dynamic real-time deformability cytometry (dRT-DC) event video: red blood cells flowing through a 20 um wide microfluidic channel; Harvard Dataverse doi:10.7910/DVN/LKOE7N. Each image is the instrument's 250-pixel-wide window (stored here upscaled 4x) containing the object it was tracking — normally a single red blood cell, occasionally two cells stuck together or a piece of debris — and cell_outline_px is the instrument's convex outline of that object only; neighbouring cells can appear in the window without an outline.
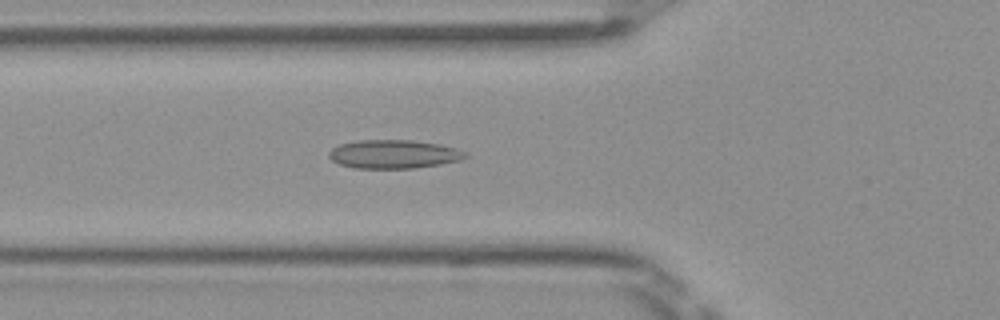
{"species": "Egyptian fruit bat (a non-hibernating species)", "species_latin": "Rousettus aegyptiacus", "temperature_condition": "room temperature", "stored_images_in_passage": 47, "camera_frame_rate_fps": 3000, "um_per_image_px": 0.085, "frame": {"image": 1, "passage_image": 15, "time_ms": 4.667, "image_size_px": [1000, 320], "cell_outline_px": [[468, 156], [460, 160], [440, 164], [416, 168], [356, 168], [340, 164], [332, 160], [328, 156], [328, 152], [332, 148], [340, 144], [360, 140], [412, 140], [440, 144], [456, 148], [468, 152]], "centroid_in_image_um": [33.49, 13.1], "position_along_channel_um": 92.3, "area_um2": 22.77}}
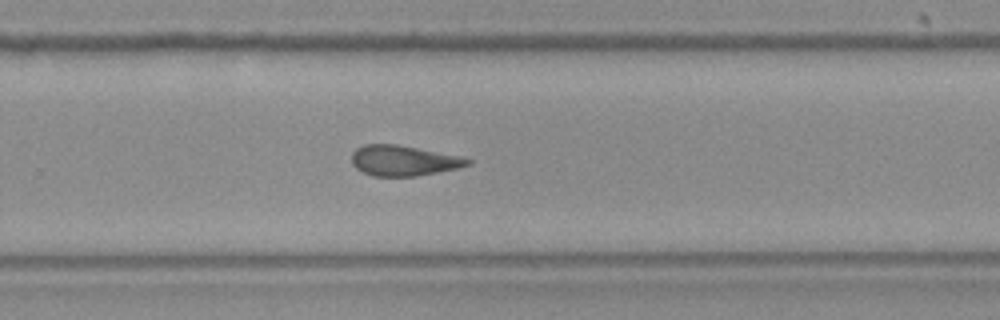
{"frame": {"image": 2, "passage_image": 30, "time_ms": 9.667, "image_size_px": [1000, 320], "cell_outline_px": [[472, 164], [456, 168], [416, 176], [372, 176], [356, 168], [352, 164], [352, 152], [356, 148], [364, 144], [396, 144], [460, 156], [472, 160]], "centroid_in_image_um": [34.27, 13.64], "position_along_channel_um": 295.5, "area_um2": 20.4}}
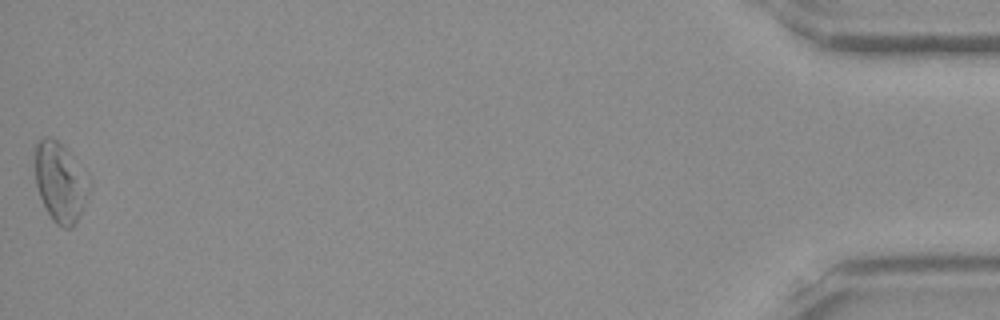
{"frame": {"image": 3, "passage_image": 47, "time_ms": 15.333, "image_size_px": [1000, 320], "cell_outline_px": [[88, 192], [84, 204], [72, 228], [64, 228], [56, 224], [52, 220], [40, 196], [36, 184], [36, 144], [44, 136], [52, 136], [68, 152]], "centroid_in_image_um": [5.01, 15.52], "position_along_channel_um": 430.2, "area_um2": 23.18}, "authors_computed_cell_mechanics": {"area_um2": 22.0218, "velocity_mm_per_s": 4.0531, "shape_relaxation_time_tau1_ms": null, "shape_relaxation_time_tau2_ms": 5.1929, "deformation_change_tau1": null, "deformation_change_tau2": 0.1505}}